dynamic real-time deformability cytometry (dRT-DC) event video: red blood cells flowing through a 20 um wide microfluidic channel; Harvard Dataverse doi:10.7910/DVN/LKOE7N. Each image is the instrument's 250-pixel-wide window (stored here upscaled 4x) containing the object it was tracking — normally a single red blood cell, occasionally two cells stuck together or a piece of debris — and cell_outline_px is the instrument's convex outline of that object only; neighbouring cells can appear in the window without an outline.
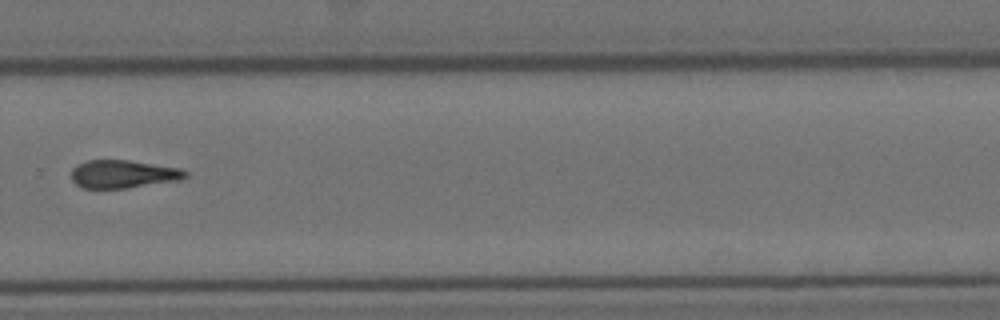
{"species": "Egyptian fruit bat (a non-hibernating species)", "species_latin": "Rousettus aegyptiacus", "temperature_condition": "cold", "stored_images_in_passage": 9, "camera_frame_rate_fps": 3000, "um_per_image_px": 0.085, "animal": {"sex": "female"}, "frame": {"image": 1, "passage_image": 9, "time_ms": 11.667, "image_size_px": [1000, 320], "cell_outline_px": [[188, 176], [180, 180], [128, 188], [84, 188], [76, 184], [72, 180], [72, 168], [76, 164], [84, 160], [128, 160], [180, 168], [188, 172]], "centroid_in_image_um": [10.46, 14.79], "position_along_channel_um": 319.3, "area_um2": 18.73}}